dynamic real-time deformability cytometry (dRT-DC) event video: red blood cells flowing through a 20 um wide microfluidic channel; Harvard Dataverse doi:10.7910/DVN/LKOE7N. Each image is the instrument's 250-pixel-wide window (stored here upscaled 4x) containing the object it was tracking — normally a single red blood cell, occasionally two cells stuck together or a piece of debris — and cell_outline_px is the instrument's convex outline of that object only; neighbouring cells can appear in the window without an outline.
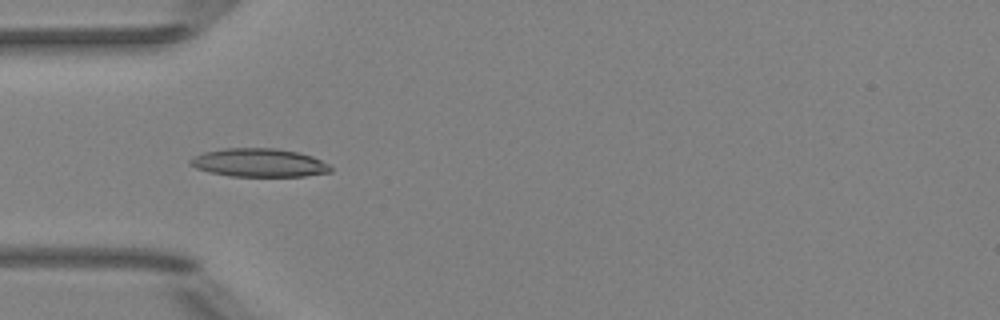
{"species": "Egyptian fruit bat (a non-hibernating species)", "species_latin": "Rousettus aegyptiacus", "temperature_condition": "room temperature", "stored_images_in_passage": 38, "camera_frame_rate_fps": 3000, "um_per_image_px": 0.085, "animal": {"sex": "female"}, "frame": {"image": 1, "passage_image": 3, "time_ms": 0.667, "image_size_px": [1000, 320], "cell_outline_px": [[332, 172], [304, 176], [228, 176], [208, 172], [196, 168], [188, 164], [188, 160], [204, 152], [224, 148], [276, 148], [296, 152], [312, 156], [328, 164], [332, 168]], "centroid_in_image_um": [22.0, 13.83], "position_along_channel_um": 63.0, "area_um2": 23.24}}
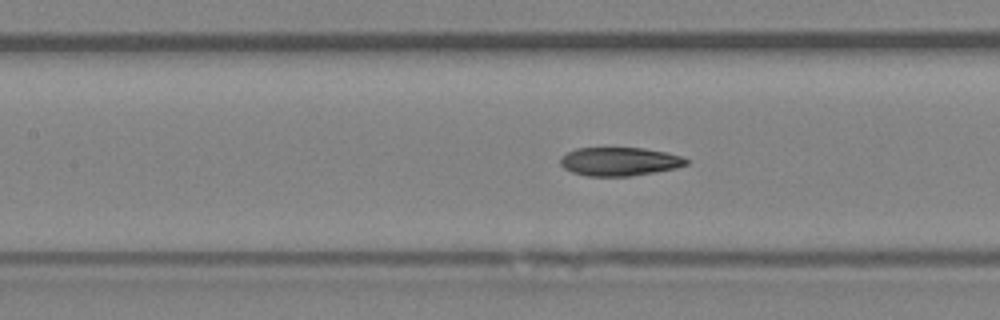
{"frame": {"image": 2, "passage_image": 10, "time_ms": 3.0, "image_size_px": [1000, 320], "cell_outline_px": [[688, 164], [676, 168], [628, 176], [588, 176], [572, 172], [564, 168], [560, 164], [560, 156], [576, 148], [644, 148], [664, 152], [680, 156], [688, 160]], "centroid_in_image_um": [52.62, 13.72], "position_along_channel_um": 154.8, "area_um2": 20.75}}
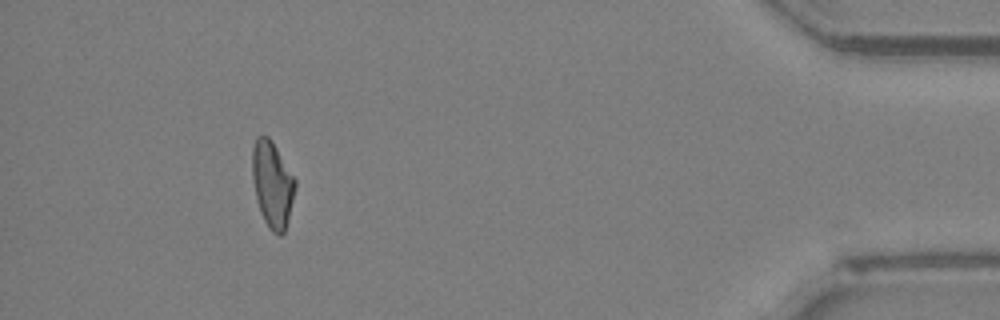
{"frame": {"image": 3, "passage_image": 34, "time_ms": 11.0, "image_size_px": [1000, 320], "cell_outline_px": [[296, 188], [288, 220], [284, 232], [280, 236], [272, 232], [268, 228], [260, 212], [252, 180], [252, 148], [256, 136], [268, 136], [272, 140], [296, 180]], "centroid_in_image_um": [23.15, 15.66], "position_along_channel_um": 412.1, "area_um2": 21.68}, "authors_computed_cell_mechanics": {"area_um2": 21.6172, "velocity_mm_per_s": 3.9968, "shape_relaxation_time_tau1_ms": 6.9672, "shape_relaxation_time_tau2_ms": 4.4641, "deformation_change_tau1": 0.172, "deformation_change_tau2": 0.1067}}